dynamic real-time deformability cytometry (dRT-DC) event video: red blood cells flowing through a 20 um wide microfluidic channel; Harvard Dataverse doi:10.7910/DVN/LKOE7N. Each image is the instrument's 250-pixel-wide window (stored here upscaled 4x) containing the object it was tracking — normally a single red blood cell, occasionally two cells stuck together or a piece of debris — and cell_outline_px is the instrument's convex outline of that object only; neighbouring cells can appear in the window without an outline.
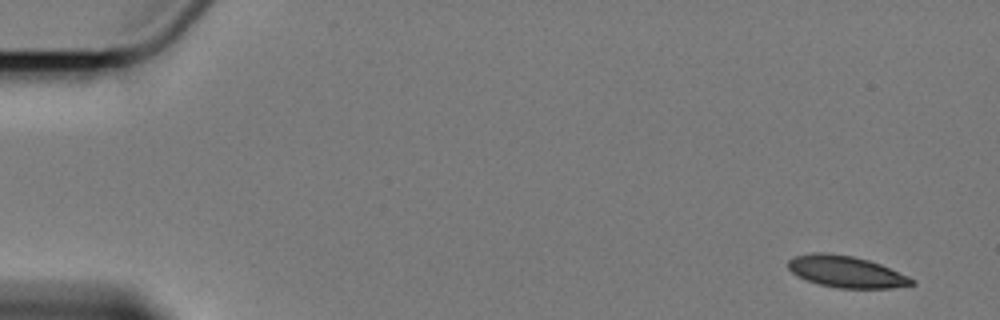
{"species": "Egyptian fruit bat (a non-hibernating species)", "species_latin": "Rousettus aegyptiacus", "temperature_condition": "cold", "stored_images_in_passage": 2, "camera_frame_rate_fps": 3000, "um_per_image_px": 0.085, "animal": {"sex": "female"}, "frame": {"image": 1, "passage_image": 1, "time_ms": 0.0, "image_size_px": [1000, 320], "cell_outline_px": [[916, 284], [892, 288], [836, 288], [820, 284], [808, 280], [792, 272], [788, 268], [788, 260], [796, 256], [812, 252], [824, 252], [852, 256], [868, 260], [880, 264], [908, 276], [916, 280]], "centroid_in_image_um": [71.95, 23.09], "position_along_channel_um": 13.1, "area_um2": 22.6}}